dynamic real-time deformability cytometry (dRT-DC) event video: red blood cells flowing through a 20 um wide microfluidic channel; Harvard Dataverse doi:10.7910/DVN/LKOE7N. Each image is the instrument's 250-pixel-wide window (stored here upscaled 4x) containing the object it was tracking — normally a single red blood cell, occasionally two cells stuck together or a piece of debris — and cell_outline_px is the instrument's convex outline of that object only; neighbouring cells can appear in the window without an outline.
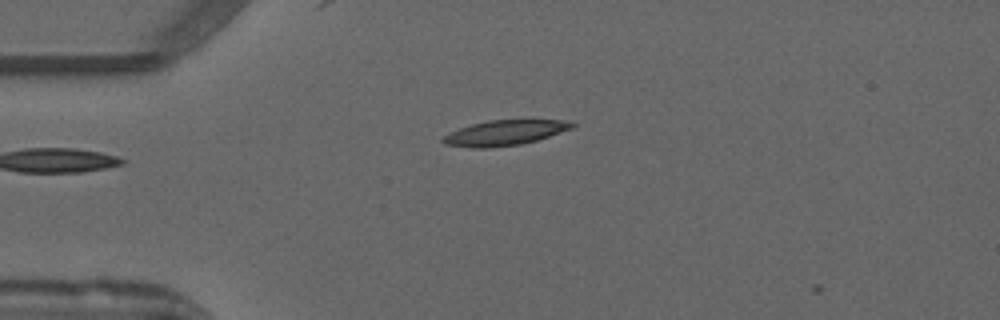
{"species": "common noctule bat (a hibernating species)", "species_latin": "Nyctalus noctula", "temperature_condition": "warm", "stored_images_in_passage": 5, "camera_frame_rate_fps": 3000, "um_per_image_px": 0.085, "animal": {"sex": "male", "forearm_length_mm": 52.5}, "frame": {"image": 1, "passage_image": 2, "time_ms": 0.333, "image_size_px": [1000, 320], "cell_outline_px": [[576, 124], [572, 128], [536, 140], [520, 144], [488, 148], [472, 148], [444, 144], [440, 140], [444, 136], [460, 128], [472, 124], [488, 120], [572, 120]], "centroid_in_image_um": [42.9, 11.28], "position_along_channel_um": 42.1, "area_um2": 18.79}}